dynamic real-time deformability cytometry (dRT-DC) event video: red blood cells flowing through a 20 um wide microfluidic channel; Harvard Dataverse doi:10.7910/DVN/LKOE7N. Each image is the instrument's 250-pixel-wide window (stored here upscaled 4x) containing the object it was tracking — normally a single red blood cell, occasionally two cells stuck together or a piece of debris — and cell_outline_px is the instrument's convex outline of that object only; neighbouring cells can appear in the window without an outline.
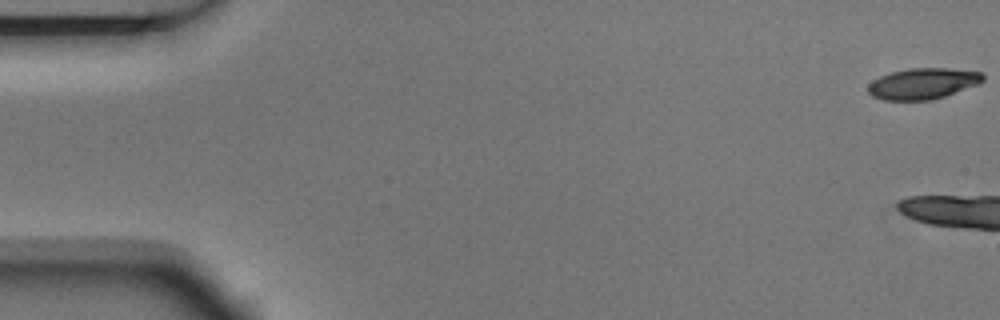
{"species": "Egyptian fruit bat (a non-hibernating species)", "species_latin": "Rousettus aegyptiacus", "temperature_condition": "room temperature", "stored_images_in_passage": 7, "camera_frame_rate_fps": 3000, "um_per_image_px": 0.085, "animal": {"sex": "male"}, "frame": {"image": 1, "passage_image": 1, "time_ms": 0.0, "image_size_px": [1000, 320], "cell_outline_px": [[984, 80], [980, 84], [932, 100], [884, 100], [872, 96], [868, 92], [868, 84], [872, 80], [880, 76], [892, 72], [908, 68], [952, 68], [980, 72], [984, 76]], "centroid_in_image_um": [78.45, 7.1], "position_along_channel_um": 6.6, "area_um2": 20.87}}
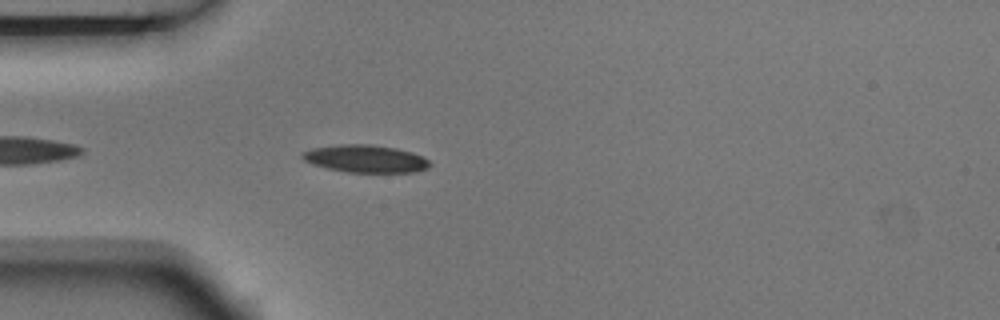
{"frame": {"image": 2, "passage_image": 7, "time_ms": 2.0, "image_size_px": [1000, 320], "cell_outline_px": [[432, 164], [428, 168], [416, 172], [344, 172], [312, 164], [304, 160], [300, 156], [300, 152], [312, 148], [340, 144], [372, 144], [396, 148], [412, 152], [428, 160]], "centroid_in_image_um": [31.04, 13.49], "position_along_channel_um": 54.0, "area_um2": 20.58}}